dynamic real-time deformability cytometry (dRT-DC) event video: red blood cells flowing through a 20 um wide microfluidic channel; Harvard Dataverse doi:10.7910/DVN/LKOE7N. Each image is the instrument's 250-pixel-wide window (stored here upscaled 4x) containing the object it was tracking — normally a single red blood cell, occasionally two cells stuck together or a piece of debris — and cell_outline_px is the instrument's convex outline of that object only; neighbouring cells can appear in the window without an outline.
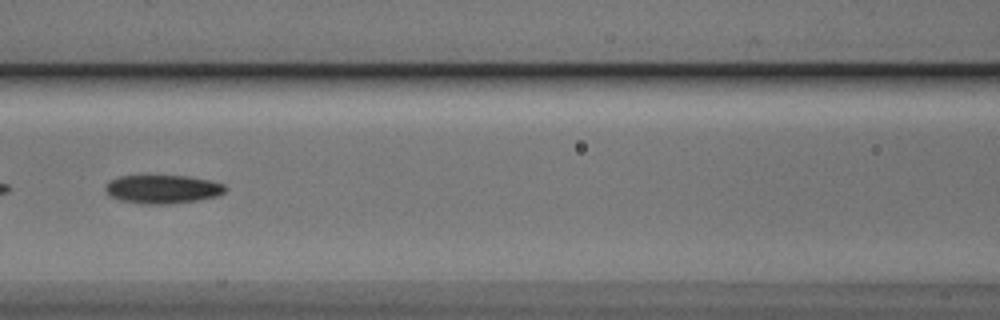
{"species": "Egyptian fruit bat (a non-hibernating species)", "species_latin": "Rousettus aegyptiacus", "temperature_condition": "cold", "stored_images_in_passage": 53, "camera_frame_rate_fps": 3000, "um_per_image_px": 0.085, "animal": {"sex": "male"}, "frame": {"image": 1, "passage_image": 24, "time_ms": 7.667, "image_size_px": [1000, 320], "cell_outline_px": [[228, 188], [224, 192], [216, 196], [200, 200], [172, 204], [144, 204], [120, 200], [108, 196], [104, 188], [112, 180], [120, 176], [188, 176], [208, 180], [224, 184]], "centroid_in_image_um": [13.84, 16.09], "position_along_channel_um": 152.8, "area_um2": 19.94}}
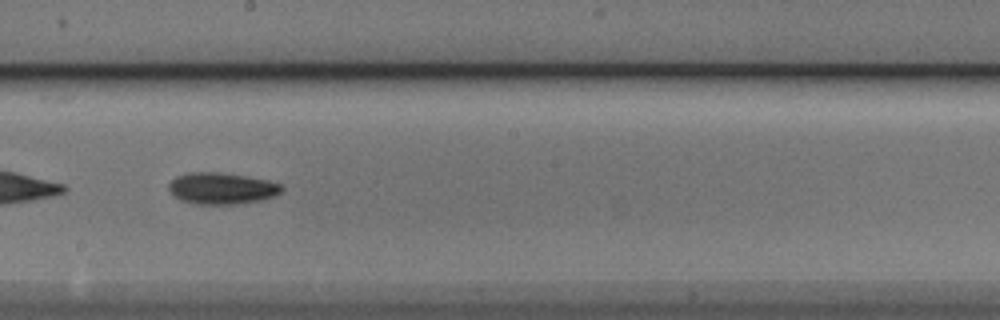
{"frame": {"image": 2, "passage_image": 30, "time_ms": 9.667, "image_size_px": [1000, 320], "cell_outline_px": [[284, 188], [276, 196], [260, 200], [236, 204], [196, 204], [180, 200], [168, 192], [168, 184], [176, 176], [188, 172], [216, 172], [244, 176], [268, 180], [284, 184]], "centroid_in_image_um": [18.84, 16.01], "position_along_channel_um": 229.4, "area_um2": 20.92}}
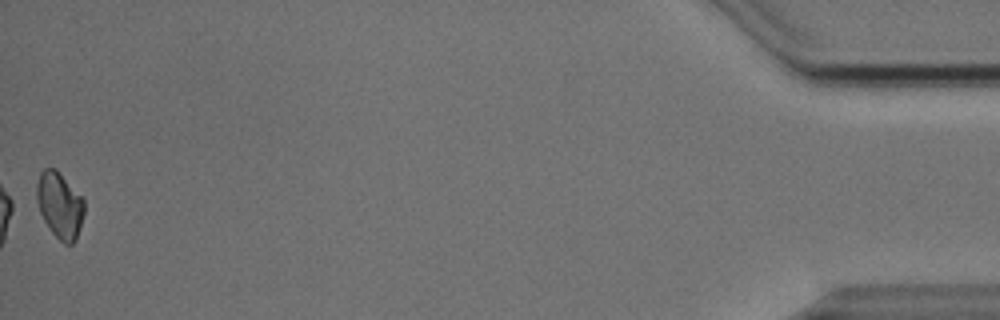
{"frame": {"image": 3, "passage_image": 53, "time_ms": 17.333, "image_size_px": [1000, 320], "cell_outline_px": [[84, 212], [76, 240], [72, 244], [64, 244], [48, 228], [40, 212], [36, 200], [36, 184], [40, 172], [44, 168], [56, 168], [84, 200]], "centroid_in_image_um": [5.06, 17.43], "position_along_channel_um": 430.1, "area_um2": 18.26}, "authors_computed_cell_mechanics": {"area_um2": 20.5768, "velocity_mm_per_s": 3.8392, "shape_relaxation_time_tau1_ms": 2.9431, "shape_relaxation_time_tau2_ms": null, "deformation_change_tau1": 0.0848, "deformation_change_tau2": null}}